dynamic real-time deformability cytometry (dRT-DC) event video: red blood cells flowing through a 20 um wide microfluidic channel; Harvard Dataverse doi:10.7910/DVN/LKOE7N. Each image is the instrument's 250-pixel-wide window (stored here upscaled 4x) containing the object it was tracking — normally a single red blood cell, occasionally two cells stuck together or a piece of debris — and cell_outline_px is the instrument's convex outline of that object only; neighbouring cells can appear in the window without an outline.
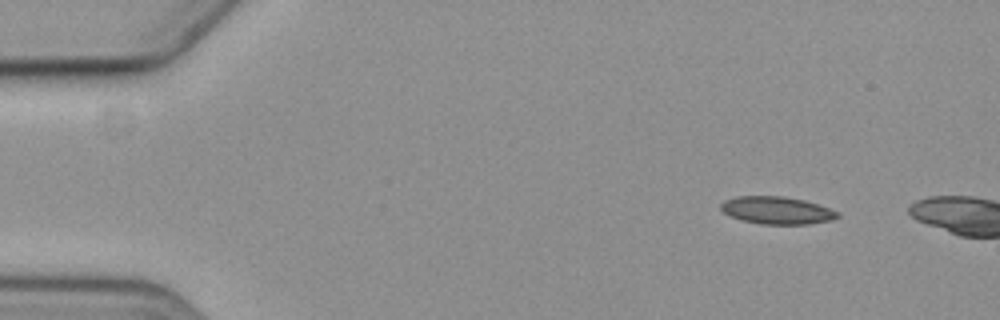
{"species": "common noctule bat (a hibernating species)", "species_latin": "Nyctalus noctula", "temperature_condition": "cold", "stored_images_in_passage": 3, "camera_frame_rate_fps": 3000, "um_per_image_px": 0.085, "animal": {"sex": "female", "body_mass_g": 19.3, "forearm_length_mm": 54.1}, "frame": {"image": 1, "passage_image": 2, "time_ms": 1.333, "image_size_px": [1000, 320], "cell_outline_px": [[840, 216], [832, 220], [808, 224], [760, 224], [740, 220], [724, 212], [720, 208], [720, 204], [724, 200], [736, 196], [784, 196], [804, 200], [828, 208], [836, 212]], "centroid_in_image_um": [65.99, 17.88], "position_along_channel_um": 19.0, "area_um2": 18.61}}